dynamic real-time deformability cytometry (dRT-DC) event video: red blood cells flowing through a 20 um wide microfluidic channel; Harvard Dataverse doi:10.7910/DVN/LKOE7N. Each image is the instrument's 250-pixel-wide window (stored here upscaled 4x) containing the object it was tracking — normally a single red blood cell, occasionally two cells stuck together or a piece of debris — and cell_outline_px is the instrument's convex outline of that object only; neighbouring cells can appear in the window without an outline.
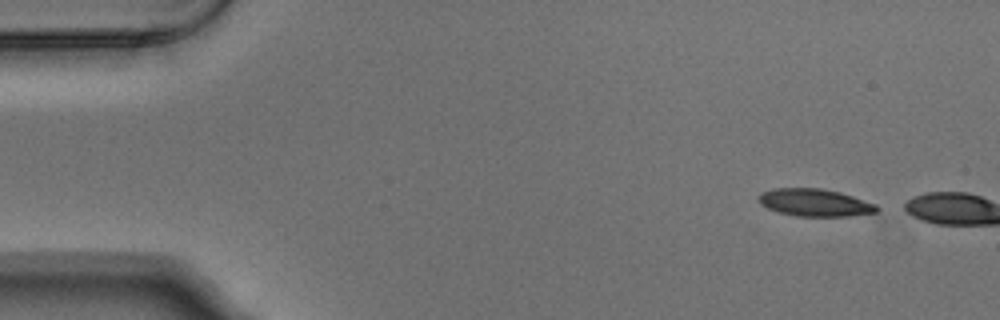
{"species": "Egyptian fruit bat (a non-hibernating species)", "species_latin": "Rousettus aegyptiacus", "temperature_condition": "warm", "stored_images_in_passage": 2, "camera_frame_rate_fps": 3000, "um_per_image_px": 0.085, "animal": {"sex": "male"}, "frame": {"image": 1, "passage_image": 1, "time_ms": 0.0, "image_size_px": [1000, 320], "cell_outline_px": [[880, 208], [876, 212], [848, 216], [796, 216], [780, 212], [768, 208], [760, 204], [760, 192], [776, 188], [820, 188], [840, 192], [876, 204]], "centroid_in_image_um": [69.27, 17.22], "position_along_channel_um": 15.7, "area_um2": 18.73}}